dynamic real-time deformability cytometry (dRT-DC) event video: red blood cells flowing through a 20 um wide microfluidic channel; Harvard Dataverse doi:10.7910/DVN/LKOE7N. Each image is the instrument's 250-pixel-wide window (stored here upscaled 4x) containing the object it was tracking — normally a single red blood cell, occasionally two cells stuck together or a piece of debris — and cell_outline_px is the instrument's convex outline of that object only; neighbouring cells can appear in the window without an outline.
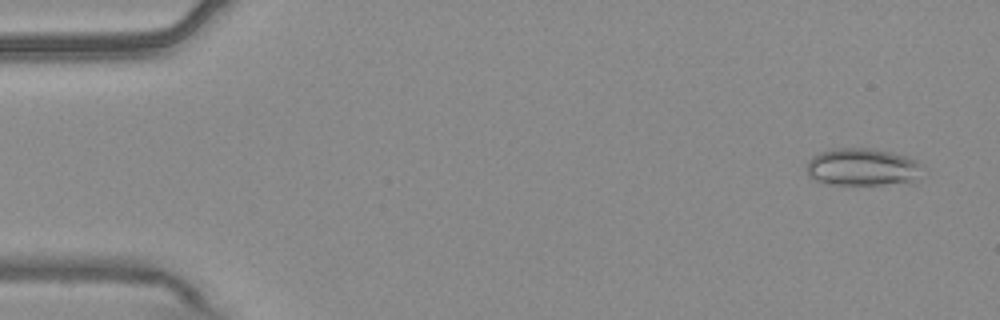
{"species": "common noctule bat (a hibernating species)", "species_latin": "Nyctalus noctula", "temperature_condition": "warm", "stored_images_in_passage": 54, "camera_frame_rate_fps": 3000, "um_per_image_px": 0.085, "animal": {"sex": "male", "body_mass_g": 20.4}, "frame": {"image": 1, "passage_image": 3, "time_ms": 0.667, "image_size_px": [1000, 320], "cell_outline_px": [[924, 168], [908, 184], [832, 184], [816, 180], [808, 176], [808, 160], [812, 156], [820, 152], [832, 148], [872, 148], [904, 156], [916, 160], [924, 164]], "centroid_in_image_um": [73.32, 14.2], "position_along_channel_um": 11.7, "area_um2": 25.26}}
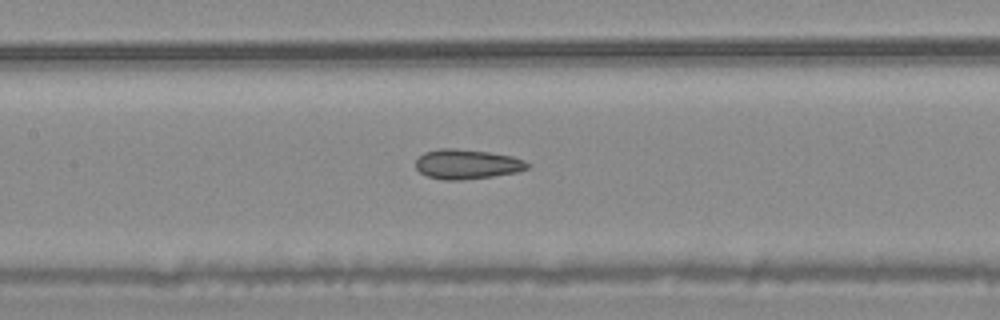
{"frame": {"image": 2, "passage_image": 25, "time_ms": 8.0, "image_size_px": [1000, 320], "cell_outline_px": [[532, 164], [528, 168], [516, 172], [492, 176], [464, 180], [444, 180], [428, 176], [420, 172], [416, 168], [416, 160], [424, 152], [440, 148], [456, 148], [488, 152], [512, 156], [524, 160]], "centroid_in_image_um": [39.7, 13.95], "position_along_channel_um": 167.7, "area_um2": 19.36}}
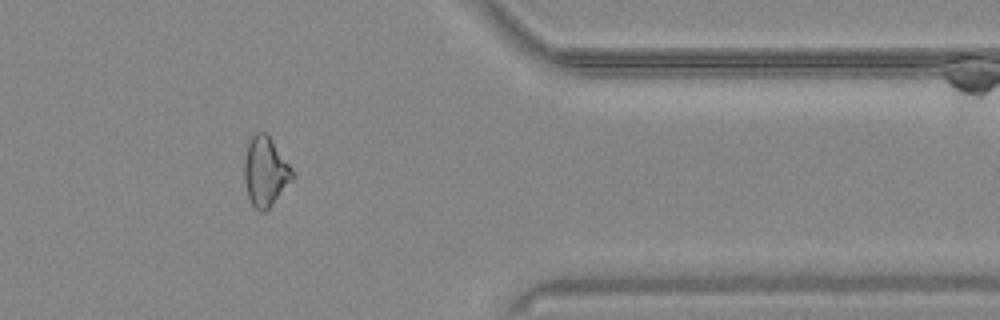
{"frame": {"image": 3, "passage_image": 44, "time_ms": 14.333, "image_size_px": [1000, 320], "cell_outline_px": [[296, 176], [272, 204], [264, 212], [260, 212], [252, 204], [248, 196], [244, 180], [244, 156], [248, 140], [256, 132], [264, 132], [268, 136], [292, 168]], "centroid_in_image_um": [22.54, 14.58], "position_along_channel_um": 388.9, "area_um2": 19.36}, "authors_computed_cell_mechanics": {"area_um2": 20.3456, "velocity_mm_per_s": 3.7854, "shape_relaxation_time_tau1_ms": null, "shape_relaxation_time_tau2_ms": 2.5177, "deformation_change_tau1": null, "deformation_change_tau2": 0.0892}}